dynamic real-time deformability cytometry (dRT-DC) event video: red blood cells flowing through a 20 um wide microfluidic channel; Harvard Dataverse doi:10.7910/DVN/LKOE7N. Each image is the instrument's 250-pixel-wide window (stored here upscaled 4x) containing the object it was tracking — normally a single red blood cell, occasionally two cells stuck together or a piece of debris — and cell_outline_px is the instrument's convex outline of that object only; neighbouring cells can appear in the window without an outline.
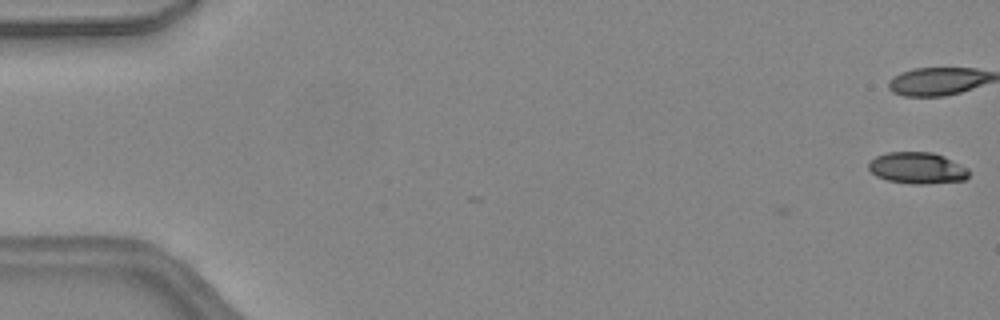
{"species": "common noctule bat (a hibernating species)", "species_latin": "Nyctalus noctula", "temperature_condition": "warm", "stored_images_in_passage": 3, "camera_frame_rate_fps": 3000, "um_per_image_px": 0.085, "animal": {"sex": "female", "body_mass_g": 24.6, "forearm_length_mm": 56.2}, "frame": {"image": 1, "passage_image": 3, "time_ms": 0.667, "image_size_px": [1000, 320], "cell_outline_px": [[968, 176], [964, 180], [924, 184], [912, 184], [888, 180], [876, 176], [868, 168], [868, 164], [876, 156], [888, 152], [932, 152], [944, 156], [968, 168]], "centroid_in_image_um": [77.96, 14.28], "position_along_channel_um": 7.0, "area_um2": 18.26}}